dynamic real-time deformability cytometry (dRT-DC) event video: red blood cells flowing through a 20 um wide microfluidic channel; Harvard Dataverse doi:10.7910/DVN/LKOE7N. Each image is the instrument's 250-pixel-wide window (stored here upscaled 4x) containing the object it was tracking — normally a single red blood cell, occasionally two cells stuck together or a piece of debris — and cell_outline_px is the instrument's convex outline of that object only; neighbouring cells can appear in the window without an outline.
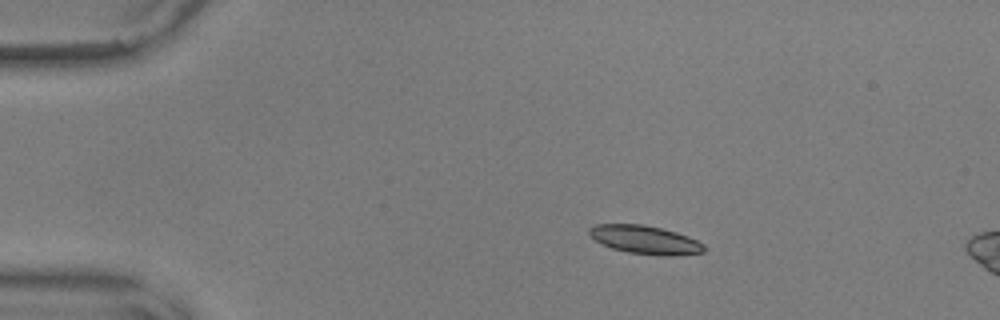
{"species": "common noctule bat (a hibernating species)", "species_latin": "Nyctalus noctula", "temperature_condition": "warm", "stored_images_in_passage": 10, "camera_frame_rate_fps": 3000, "um_per_image_px": 0.085, "animal": {"sex": "male", "body_mass_g": 17.9, "forearm_length_mm": 54.2}, "frame": {"image": 1, "passage_image": 10, "time_ms": 3.0, "image_size_px": [1000, 320], "cell_outline_px": [[704, 252], [676, 256], [664, 256], [628, 252], [612, 248], [588, 236], [588, 228], [592, 224], [644, 224], [676, 232], [688, 236], [704, 244]], "centroid_in_image_um": [54.81, 20.37], "position_along_channel_um": 30.2, "area_um2": 19.07}}